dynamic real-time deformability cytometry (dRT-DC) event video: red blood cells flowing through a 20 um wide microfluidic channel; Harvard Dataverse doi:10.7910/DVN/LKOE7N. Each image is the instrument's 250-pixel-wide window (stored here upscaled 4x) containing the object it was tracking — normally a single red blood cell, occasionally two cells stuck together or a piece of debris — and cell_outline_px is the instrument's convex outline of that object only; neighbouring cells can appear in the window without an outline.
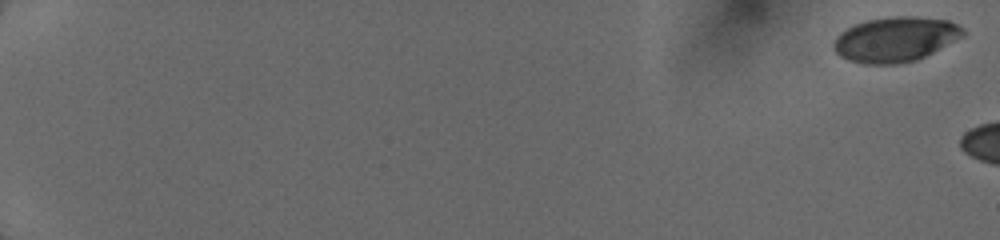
{"species": "human", "species_latin": "Homo sapiens", "temperature_condition": "cold", "stored_images_in_passage": 35, "camera_frame_rate_fps": 3000, "um_per_image_px": 0.085, "donor": {"sex": "female"}, "frame": {"image": 1, "passage_image": 1, "time_ms": 0.0, "image_size_px": [1000, 240], "cell_outline_px": [[964, 36], [916, 60], [896, 64], [864, 64], [848, 60], [840, 56], [836, 52], [832, 44], [836, 36], [840, 32], [856, 24], [868, 20], [896, 16], [916, 16], [948, 20], [964, 28]], "centroid_in_image_um": [76.1, 3.34], "position_along_channel_um": 8.9, "area_um2": 33.7}}
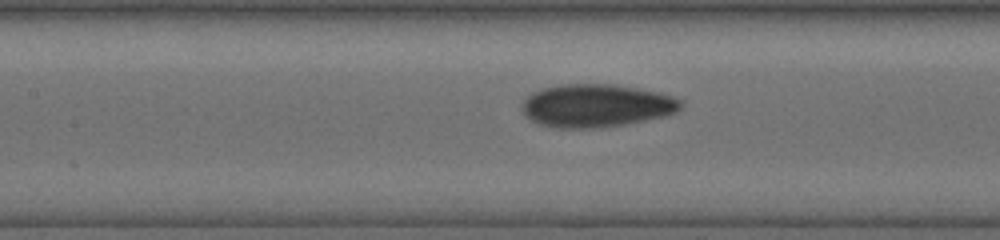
{"frame": {"image": 2, "passage_image": 22, "time_ms": 9.0, "image_size_px": [1000, 240], "cell_outline_px": [[684, 104], [676, 112], [668, 116], [624, 124], [600, 128], [552, 128], [540, 124], [532, 120], [520, 108], [524, 100], [532, 92], [544, 88], [564, 84], [616, 84], [660, 92], [684, 100]], "centroid_in_image_um": [50.74, 8.98], "position_along_channel_um": 156.7, "area_um2": 40.11}}
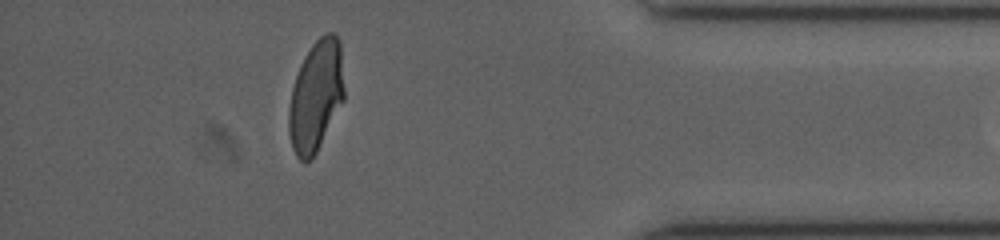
{"frame": {"image": 3, "passage_image": 34, "time_ms": 15.667, "image_size_px": [1000, 240], "cell_outline_px": [[344, 100], [312, 160], [304, 164], [296, 156], [292, 148], [288, 132], [288, 108], [292, 88], [300, 64], [304, 56], [312, 44], [320, 36], [328, 32], [332, 32], [340, 40], [344, 88]], "centroid_in_image_um": [26.84, 8.18], "position_along_channel_um": 408.4, "area_um2": 36.13}}